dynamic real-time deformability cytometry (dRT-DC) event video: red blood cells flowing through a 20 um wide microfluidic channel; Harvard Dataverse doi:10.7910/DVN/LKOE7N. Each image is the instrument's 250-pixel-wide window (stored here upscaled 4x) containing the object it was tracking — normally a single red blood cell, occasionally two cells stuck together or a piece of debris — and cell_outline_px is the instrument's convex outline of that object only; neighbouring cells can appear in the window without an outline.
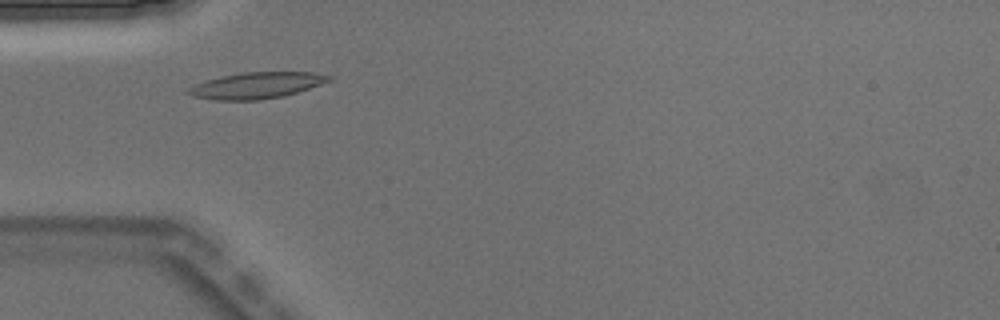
{"species": "Egyptian fruit bat (a non-hibernating species)", "species_latin": "Rousettus aegyptiacus", "temperature_condition": "warm", "stored_images_in_passage": 4, "camera_frame_rate_fps": 3000, "um_per_image_px": 0.085, "animal": {"sex": "male"}, "frame": {"image": 1, "passage_image": 2, "time_ms": 0.333, "image_size_px": [1000, 320], "cell_outline_px": [[336, 76], [332, 80], [284, 96], [260, 100], [212, 100], [192, 96], [184, 92], [188, 88], [196, 84], [208, 80], [224, 76], [244, 72], [312, 72]], "centroid_in_image_um": [21.82, 7.26], "position_along_channel_um": 63.2, "area_um2": 21.44}}
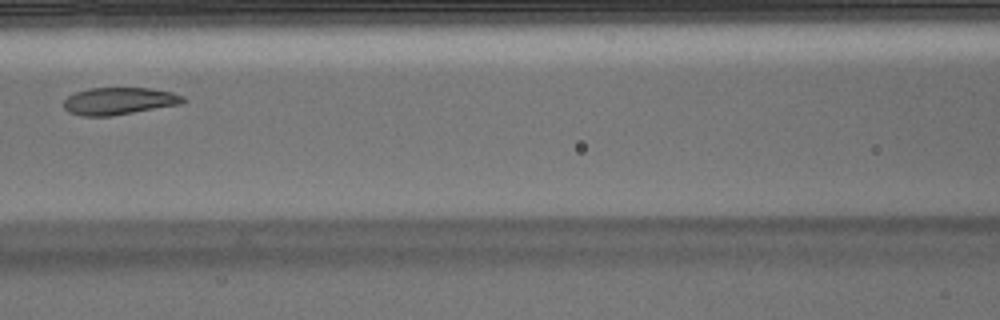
{"frame": {"image": 2, "passage_image": 4, "time_ms": 1.0, "image_size_px": [1000, 320], "cell_outline_px": [[188, 100], [184, 104], [108, 116], [80, 116], [68, 112], [64, 108], [64, 100], [68, 96], [76, 92], [88, 88], [148, 88], [172, 92], [184, 96]], "centroid_in_image_um": [10.15, 8.59], "position_along_channel_um": 156.5, "area_um2": 19.07}}